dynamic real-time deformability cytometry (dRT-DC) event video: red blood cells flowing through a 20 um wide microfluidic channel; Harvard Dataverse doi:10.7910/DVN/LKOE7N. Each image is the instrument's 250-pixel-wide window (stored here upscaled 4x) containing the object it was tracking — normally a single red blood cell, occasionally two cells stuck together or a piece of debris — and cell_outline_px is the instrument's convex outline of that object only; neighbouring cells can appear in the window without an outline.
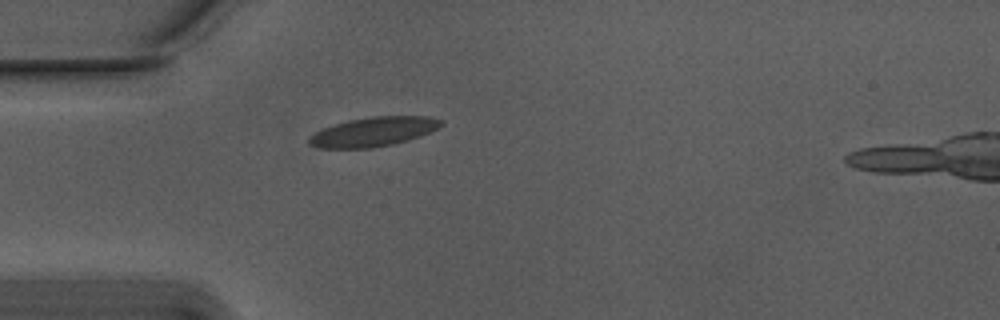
{"species": "Egyptian fruit bat (a non-hibernating species)", "species_latin": "Rousettus aegyptiacus", "temperature_condition": "warm", "stored_images_in_passage": 4, "camera_frame_rate_fps": 3000, "um_per_image_px": 0.085, "animal": {"sex": "male"}, "frame": {"image": 1, "passage_image": 1, "time_ms": 0.0, "image_size_px": [1000, 320], "cell_outline_px": [[444, 124], [420, 136], [408, 140], [392, 144], [368, 148], [320, 148], [308, 144], [308, 136], [324, 128], [348, 120], [372, 116], [432, 116], [444, 120]], "centroid_in_image_um": [31.75, 11.19], "position_along_channel_um": 53.2, "area_um2": 22.48}}